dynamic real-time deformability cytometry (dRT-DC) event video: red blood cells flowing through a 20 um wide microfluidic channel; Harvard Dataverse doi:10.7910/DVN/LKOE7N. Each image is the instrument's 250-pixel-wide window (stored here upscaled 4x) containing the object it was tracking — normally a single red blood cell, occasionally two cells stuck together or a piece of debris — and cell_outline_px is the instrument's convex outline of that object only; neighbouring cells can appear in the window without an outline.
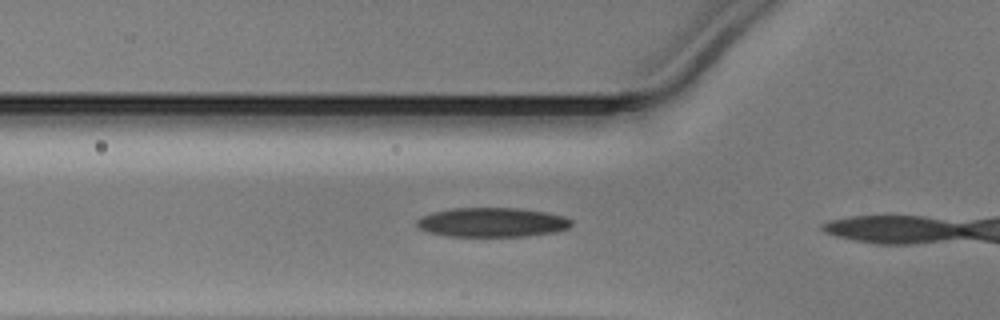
{"species": "Egyptian fruit bat (a non-hibernating species)", "species_latin": "Rousettus aegyptiacus", "temperature_condition": "warm", "stored_images_in_passage": 4, "camera_frame_rate_fps": 3000, "um_per_image_px": 0.085, "animal": {"sex": "male"}, "frame": {"image": 1, "passage_image": 2, "time_ms": 0.333, "image_size_px": [1000, 320], "cell_outline_px": [[572, 224], [568, 228], [556, 232], [524, 236], [448, 236], [428, 232], [420, 228], [416, 224], [416, 220], [432, 212], [452, 208], [520, 208], [544, 212], [564, 216], [572, 220]], "centroid_in_image_um": [41.84, 18.89], "position_along_channel_um": 84.0, "area_um2": 26.36}}